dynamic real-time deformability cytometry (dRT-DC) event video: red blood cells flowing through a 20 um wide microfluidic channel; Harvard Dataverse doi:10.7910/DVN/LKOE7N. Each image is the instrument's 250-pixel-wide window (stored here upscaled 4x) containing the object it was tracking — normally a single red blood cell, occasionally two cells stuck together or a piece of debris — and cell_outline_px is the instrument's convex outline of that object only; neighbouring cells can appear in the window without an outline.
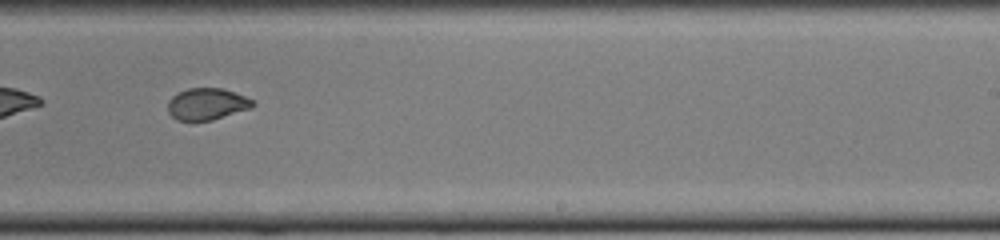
{"species": "common noctule bat (a hibernating species)", "species_latin": "Nyctalus noctula", "temperature_condition": "cold", "stored_images_in_passage": 35, "segment_of_instrument_passage": [1, 2], "camera_frame_rate_fps": 3000, "um_per_image_px": 0.085, "animal": {"sex": "female", "body_mass_g": 22.0, "forearm_length_mm": 56.7}, "frame": {"image": 1, "passage_image": 16, "time_ms": 5.0, "image_size_px": [1000, 240], "cell_outline_px": [[256, 104], [252, 108], [212, 120], [176, 120], [168, 112], [168, 100], [172, 96], [188, 88], [220, 88], [244, 96], [252, 100]], "centroid_in_image_um": [17.58, 8.85], "position_along_channel_um": 271.4, "area_um2": 15.55}}